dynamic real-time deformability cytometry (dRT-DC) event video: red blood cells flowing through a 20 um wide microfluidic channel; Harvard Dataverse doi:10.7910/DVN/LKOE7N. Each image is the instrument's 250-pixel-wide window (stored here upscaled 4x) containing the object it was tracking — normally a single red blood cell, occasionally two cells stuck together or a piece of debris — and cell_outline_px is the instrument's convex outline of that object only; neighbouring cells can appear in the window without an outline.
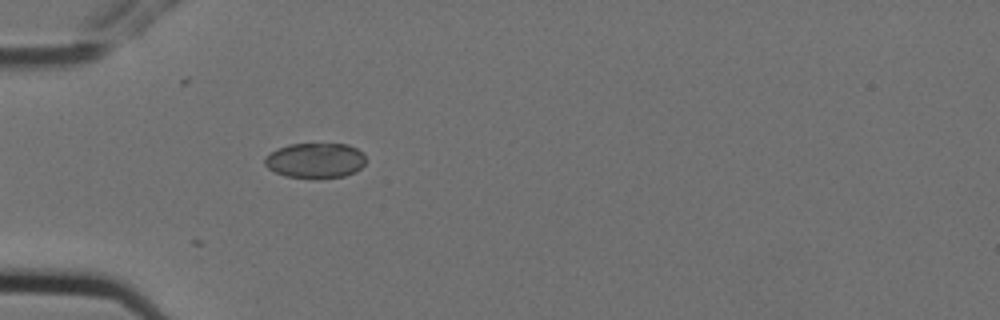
{"species": "Egyptian fruit bat (a non-hibernating species)", "species_latin": "Rousettus aegyptiacus", "temperature_condition": "cold", "stored_images_in_passage": 4, "camera_frame_rate_fps": 3000, "um_per_image_px": 0.085, "animal": {"sex": "female"}, "frame": {"image": 1, "passage_image": 4, "time_ms": 1.0, "image_size_px": [1000, 320], "cell_outline_px": [[364, 164], [356, 172], [344, 176], [284, 176], [268, 168], [264, 164], [264, 156], [276, 148], [288, 144], [348, 144], [356, 148], [364, 156]], "centroid_in_image_um": [26.76, 13.6], "position_along_channel_um": 58.2, "area_um2": 20.29}}